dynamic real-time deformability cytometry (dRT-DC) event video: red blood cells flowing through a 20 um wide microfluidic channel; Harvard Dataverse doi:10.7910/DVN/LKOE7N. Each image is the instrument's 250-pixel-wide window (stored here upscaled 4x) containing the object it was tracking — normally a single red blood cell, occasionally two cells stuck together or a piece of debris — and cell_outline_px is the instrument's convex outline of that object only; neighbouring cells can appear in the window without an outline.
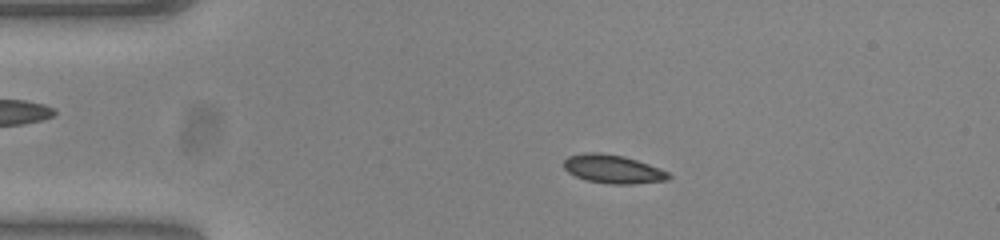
{"species": "common noctule bat (a hibernating species)", "species_latin": "Nyctalus noctula", "temperature_condition": "warm", "stored_images_in_passage": 52, "camera_frame_rate_fps": 3000, "um_per_image_px": 0.085, "animal": {"sex": "female", "body_mass_g": 23.0, "forearm_length_mm": 53.4}, "frame": {"image": 1, "passage_image": 10, "time_ms": 3.0, "image_size_px": [1000, 240], "cell_outline_px": [[672, 176], [668, 180], [632, 184], [612, 184], [588, 180], [576, 176], [568, 172], [564, 168], [564, 160], [568, 156], [584, 152], [600, 152], [624, 156], [660, 168], [668, 172]], "centroid_in_image_um": [52.1, 14.36], "position_along_channel_um": 32.9, "area_um2": 17.4}}
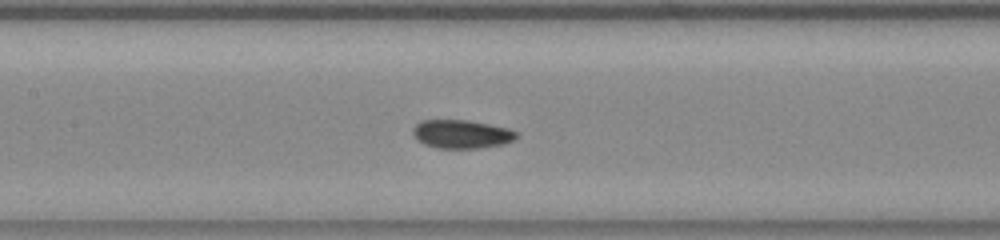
{"frame": {"image": 2, "passage_image": 24, "time_ms": 7.667, "image_size_px": [1000, 240], "cell_outline_px": [[516, 136], [512, 140], [504, 144], [480, 148], [436, 148], [424, 144], [412, 132], [416, 124], [420, 120], [468, 120], [508, 128], [516, 132]], "centroid_in_image_um": [39.23, 11.4], "position_along_channel_um": 168.2, "area_um2": 16.99}}
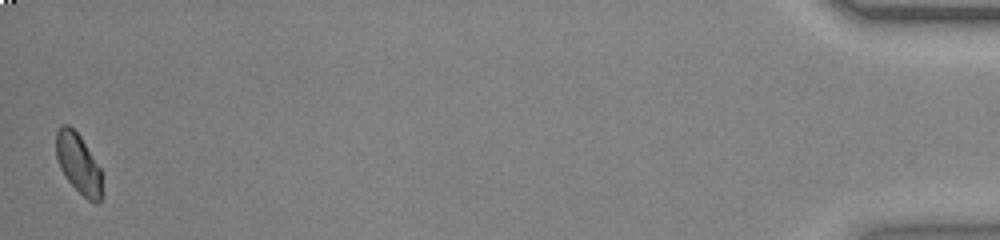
{"frame": {"image": 3, "passage_image": 52, "time_ms": 17.0, "image_size_px": [1000, 240], "cell_outline_px": [[100, 204], [96, 204], [88, 200], [68, 180], [60, 168], [56, 156], [56, 132], [60, 124], [68, 124], [80, 136], [100, 168]], "centroid_in_image_um": [6.63, 13.87], "position_along_channel_um": 428.6, "area_um2": 15.66}, "authors_computed_cell_mechanics": {"area_um2": 16.8198, "velocity_mm_per_s": 3.8428, "shape_relaxation_time_tau1_ms": 7.3982, "shape_relaxation_time_tau2_ms": null, "deformation_change_tau1": 0.1608, "deformation_change_tau2": null}}